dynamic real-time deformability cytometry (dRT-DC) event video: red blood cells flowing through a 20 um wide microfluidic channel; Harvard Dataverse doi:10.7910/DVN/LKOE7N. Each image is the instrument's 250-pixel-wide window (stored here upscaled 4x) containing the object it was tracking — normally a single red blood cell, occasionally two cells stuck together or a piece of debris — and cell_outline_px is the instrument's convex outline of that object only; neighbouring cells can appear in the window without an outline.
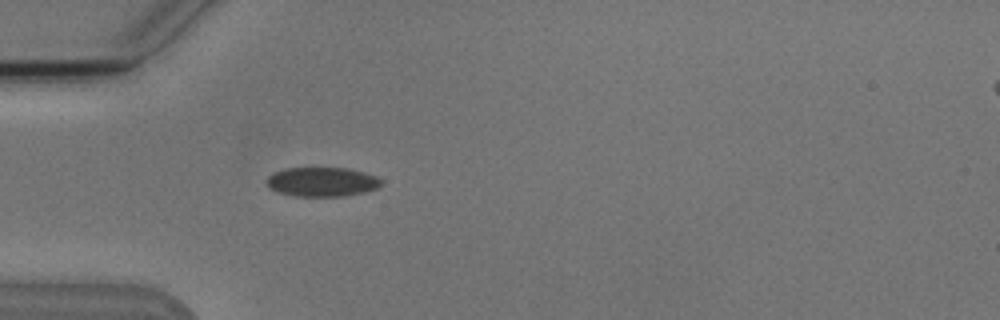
{"species": "Egyptian fruit bat (a non-hibernating species)", "species_latin": "Rousettus aegyptiacus", "temperature_condition": "cold", "stored_images_in_passage": 5, "camera_frame_rate_fps": 3000, "um_per_image_px": 0.085, "animal": {"sex": "male"}, "frame": {"image": 1, "passage_image": 5, "time_ms": 5.333, "image_size_px": [1000, 320], "cell_outline_px": [[384, 180], [376, 188], [364, 192], [344, 196], [296, 196], [280, 192], [268, 188], [264, 180], [268, 176], [284, 168], [348, 168], [364, 172], [376, 176]], "centroid_in_image_um": [27.36, 15.45], "position_along_channel_um": 57.6, "area_um2": 19.59}}